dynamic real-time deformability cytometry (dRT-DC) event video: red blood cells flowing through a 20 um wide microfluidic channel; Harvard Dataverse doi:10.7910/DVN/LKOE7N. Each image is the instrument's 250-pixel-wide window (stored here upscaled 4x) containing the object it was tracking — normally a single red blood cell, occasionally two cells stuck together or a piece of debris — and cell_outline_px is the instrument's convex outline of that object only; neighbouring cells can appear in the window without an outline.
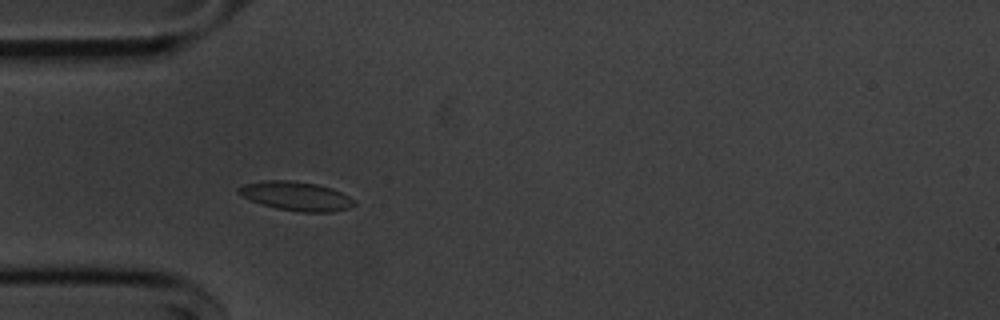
{"species": "common noctule bat (a hibernating species)", "species_latin": "Nyctalus noctula", "temperature_condition": "cold", "stored_images_in_passage": 53, "camera_frame_rate_fps": 3000, "um_per_image_px": 0.085, "animal": {"sex": "male", "body_mass_g": 20.1, "forearm_length_mm": 53.5}, "frame": {"image": 1, "passage_image": 14, "time_ms": 4.333, "image_size_px": [1000, 320], "cell_outline_px": [[356, 204], [348, 208], [332, 212], [300, 212], [276, 208], [260, 204], [236, 192], [236, 188], [244, 184], [268, 180], [288, 180], [316, 184], [332, 188], [356, 200]], "centroid_in_image_um": [25.18, 16.67], "position_along_channel_um": 59.8, "area_um2": 19.48}}
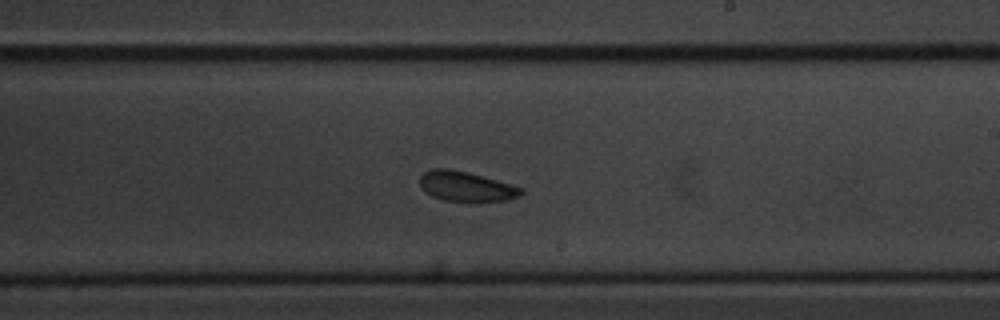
{"frame": {"image": 2, "passage_image": 30, "time_ms": 9.667, "image_size_px": [1000, 320], "cell_outline_px": [[524, 192], [520, 196], [508, 200], [476, 204], [444, 200], [432, 196], [424, 192], [420, 184], [420, 176], [424, 172], [432, 168], [448, 168], [468, 172], [524, 188]], "centroid_in_image_um": [39.64, 15.89], "position_along_channel_um": 249.4, "area_um2": 18.32}}
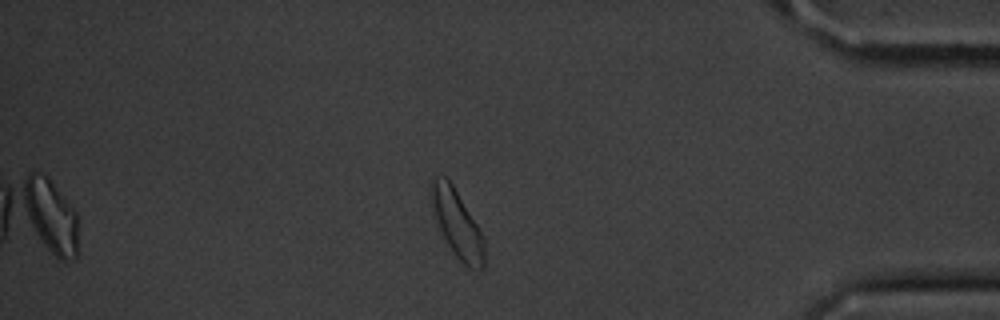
{"frame": {"image": 3, "passage_image": 45, "time_ms": 14.667, "image_size_px": [1000, 320], "cell_outline_px": [[484, 268], [468, 268], [456, 256], [448, 244], [436, 220], [428, 196], [432, 176], [444, 176], [452, 184], [476, 224], [484, 240]], "centroid_in_image_um": [38.8, 18.97], "position_along_channel_um": 396.4, "area_um2": 20.46}, "authors_computed_cell_mechanics": {"area_um2": 18.6694, "velocity_mm_per_s": 3.5911, "shape_relaxation_time_tau1_ms": 2.9216, "shape_relaxation_time_tau2_ms": 6.0447, "deformation_change_tau1": 0.1096, "deformation_change_tau2": 0.1038}}